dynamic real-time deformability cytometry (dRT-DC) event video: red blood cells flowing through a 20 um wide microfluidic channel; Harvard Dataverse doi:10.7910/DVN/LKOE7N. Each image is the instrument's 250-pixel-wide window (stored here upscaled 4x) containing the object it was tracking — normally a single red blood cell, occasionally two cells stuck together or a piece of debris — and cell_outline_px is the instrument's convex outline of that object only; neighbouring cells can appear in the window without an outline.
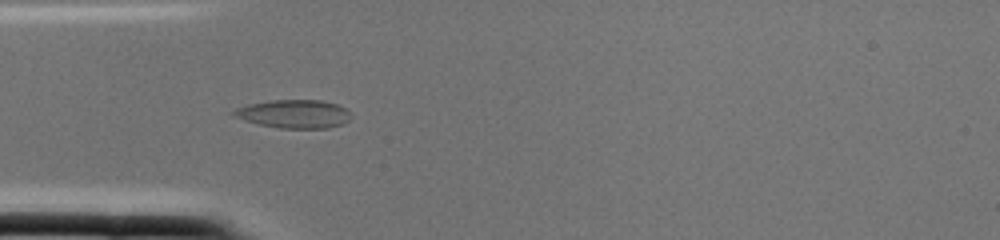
{"species": "common noctule bat (a hibernating species)", "species_latin": "Nyctalus noctula", "temperature_condition": "cold", "stored_images_in_passage": 1, "camera_frame_rate_fps": 3000, "um_per_image_px": 0.085, "animal": {"sex": "female", "body_mass_g": 22.0, "forearm_length_mm": 56.7}, "frame": {"image": 1, "passage_image": 1, "time_ms": 0.0, "image_size_px": [1000, 240], "cell_outline_px": [[352, 112], [348, 120], [344, 124], [328, 128], [280, 128], [260, 124], [244, 120], [232, 116], [228, 112], [236, 108], [248, 104], [272, 100], [320, 100], [336, 104]], "centroid_in_image_um": [24.96, 9.68], "position_along_channel_um": 60.0, "area_um2": 19.48}}